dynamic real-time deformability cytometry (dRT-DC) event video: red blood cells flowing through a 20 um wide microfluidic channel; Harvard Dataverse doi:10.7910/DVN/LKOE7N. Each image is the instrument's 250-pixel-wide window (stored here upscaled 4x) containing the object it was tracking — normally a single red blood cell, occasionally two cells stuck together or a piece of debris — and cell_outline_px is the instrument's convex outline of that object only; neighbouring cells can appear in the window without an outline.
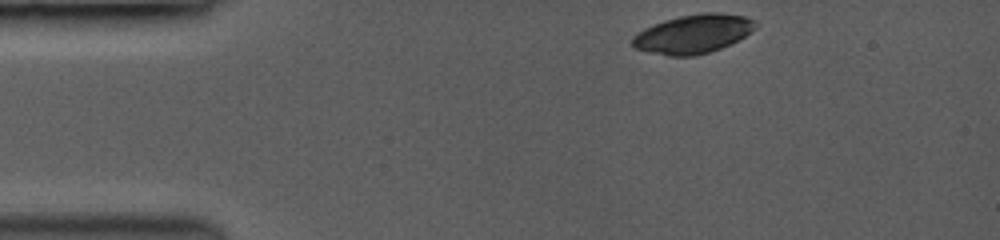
{"species": "common noctule bat (a hibernating species)", "species_latin": "Nyctalus noctula", "temperature_condition": "room temperature", "stored_images_in_passage": 45, "camera_frame_rate_fps": 3500, "um_per_image_px": 0.085, "animal": {"sex": "female", "body_mass_g": 19.0, "forearm_length_mm": 53.3}, "frame": {"image": 1, "passage_image": 1, "time_ms": 0.0, "image_size_px": [1000, 240], "cell_outline_px": [[756, 24], [744, 36], [720, 48], [708, 52], [692, 56], [672, 56], [636, 48], [632, 44], [632, 40], [644, 28], [664, 20], [680, 16], [704, 12], [716, 12], [744, 16], [752, 20]], "centroid_in_image_um": [58.91, 2.87], "position_along_channel_um": 26.1, "area_um2": 26.93}}
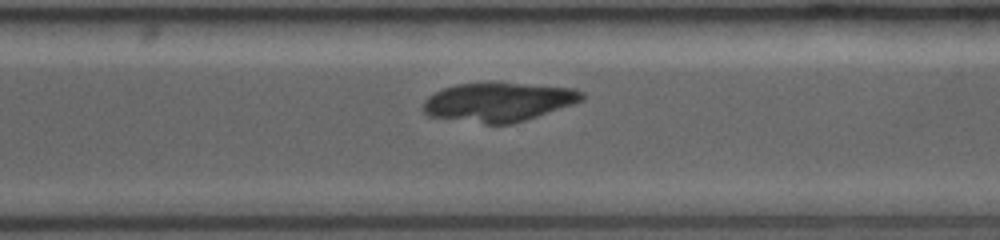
{"frame": {"image": 2, "passage_image": 33, "time_ms": 9.143, "image_size_px": [1000, 240], "cell_outline_px": [[584, 100], [512, 124], [484, 124], [428, 116], [424, 112], [424, 100], [428, 96], [444, 88], [456, 84], [516, 84], [572, 88], [584, 92]], "centroid_in_image_um": [42.34, 8.69], "position_along_channel_um": 328.3, "area_um2": 35.26}}
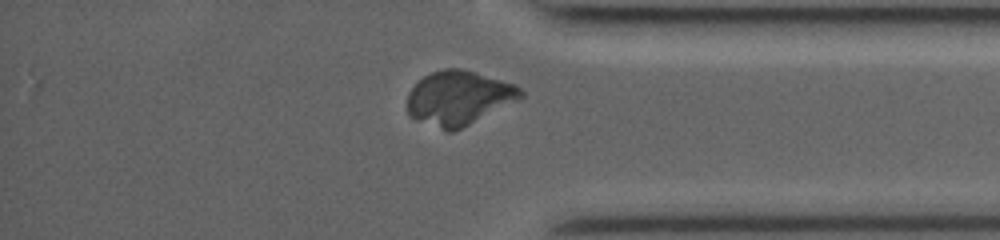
{"frame": {"image": 3, "passage_image": 39, "time_ms": 10.857, "image_size_px": [1000, 240], "cell_outline_px": [[524, 96], [520, 100], [452, 132], [448, 132], [416, 120], [408, 116], [408, 92], [424, 76], [432, 72], [448, 68], [460, 68], [476, 72], [512, 84], [520, 88], [524, 92]], "centroid_in_image_um": [38.99, 8.34], "position_along_channel_um": 396.2, "area_um2": 35.66}}